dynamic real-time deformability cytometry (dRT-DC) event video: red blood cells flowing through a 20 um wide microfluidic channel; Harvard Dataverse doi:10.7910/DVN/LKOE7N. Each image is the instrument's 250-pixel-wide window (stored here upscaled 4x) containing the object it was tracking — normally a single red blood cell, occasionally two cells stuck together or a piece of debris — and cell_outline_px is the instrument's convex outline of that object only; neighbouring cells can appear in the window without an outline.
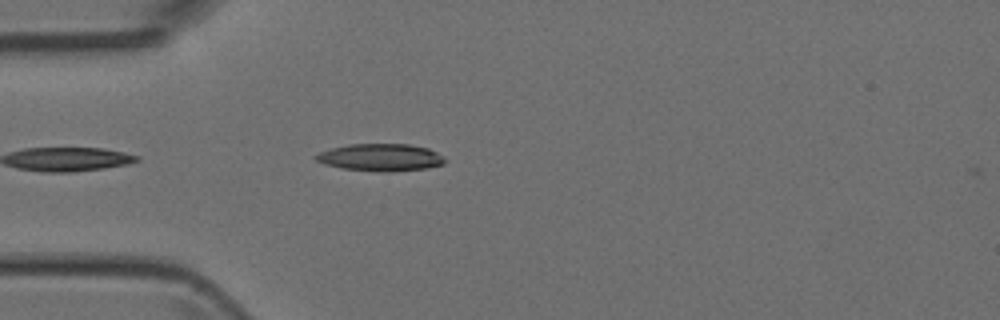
{"species": "Egyptian fruit bat (a non-hibernating species)", "species_latin": "Rousettus aegyptiacus", "temperature_condition": "room temperature", "stored_images_in_passage": 7, "camera_frame_rate_fps": 3000, "um_per_image_px": 0.085, "animal": {"sex": "female"}, "frame": {"image": 1, "passage_image": 3, "time_ms": 0.667, "image_size_px": [1000, 320], "cell_outline_px": [[448, 160], [444, 164], [424, 168], [388, 172], [380, 172], [340, 168], [324, 164], [316, 160], [312, 156], [320, 152], [332, 148], [348, 144], [408, 144], [428, 148], [444, 156]], "centroid_in_image_um": [32.35, 13.38], "position_along_channel_um": 52.7, "area_um2": 20.63}}
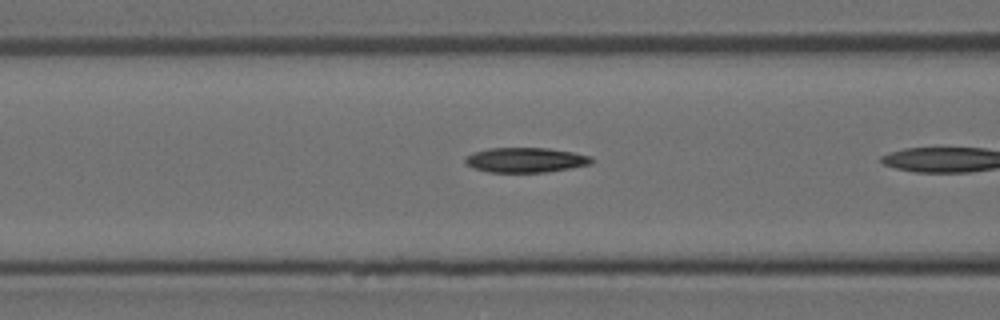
{"frame": {"image": 2, "passage_image": 6, "time_ms": 1.667, "image_size_px": [1000, 320], "cell_outline_px": [[592, 164], [544, 172], [488, 172], [472, 168], [464, 160], [464, 156], [472, 152], [488, 148], [548, 148], [572, 152], [592, 156]], "centroid_in_image_um": [44.63, 13.59], "position_along_channel_um": 122.0, "area_um2": 18.32}}